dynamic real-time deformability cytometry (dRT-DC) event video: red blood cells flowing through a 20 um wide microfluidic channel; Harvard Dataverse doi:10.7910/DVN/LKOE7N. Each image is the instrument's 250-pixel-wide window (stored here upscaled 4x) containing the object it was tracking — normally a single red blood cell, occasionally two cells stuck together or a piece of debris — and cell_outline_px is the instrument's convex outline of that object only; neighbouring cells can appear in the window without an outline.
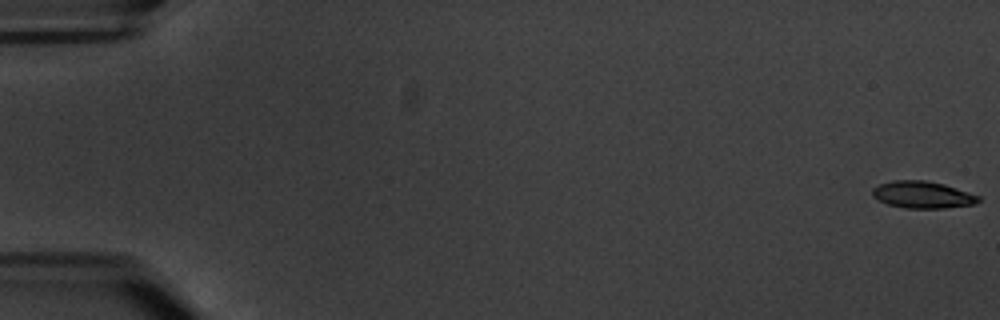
{"species": "common noctule bat (a hibernating species)", "species_latin": "Nyctalus noctula", "temperature_condition": "warm", "stored_images_in_passage": 6, "camera_frame_rate_fps": 3000, "um_per_image_px": 0.085, "animal": {"sex": "male", "body_mass_g": 20.1, "forearm_length_mm": 53.5}, "frame": {"image": 1, "passage_image": 1, "time_ms": 0.0, "image_size_px": [1000, 320], "cell_outline_px": [[980, 200], [972, 204], [944, 208], [908, 208], [888, 204], [872, 196], [872, 188], [880, 184], [892, 180], [924, 180], [944, 184], [980, 196]], "centroid_in_image_um": [78.4, 16.54], "position_along_channel_um": 6.6, "area_um2": 16.47}}
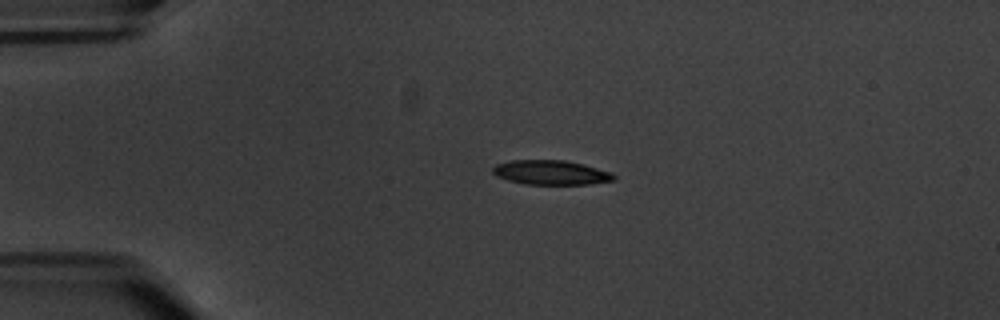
{"frame": {"image": 2, "passage_image": 5, "time_ms": 4.667, "image_size_px": [1000, 320], "cell_outline_px": [[616, 180], [588, 184], [524, 184], [508, 180], [496, 176], [492, 172], [492, 168], [496, 164], [512, 160], [564, 160], [584, 164], [612, 172], [616, 176]], "centroid_in_image_um": [46.84, 14.66], "position_along_channel_um": 38.2, "area_um2": 17.34}}